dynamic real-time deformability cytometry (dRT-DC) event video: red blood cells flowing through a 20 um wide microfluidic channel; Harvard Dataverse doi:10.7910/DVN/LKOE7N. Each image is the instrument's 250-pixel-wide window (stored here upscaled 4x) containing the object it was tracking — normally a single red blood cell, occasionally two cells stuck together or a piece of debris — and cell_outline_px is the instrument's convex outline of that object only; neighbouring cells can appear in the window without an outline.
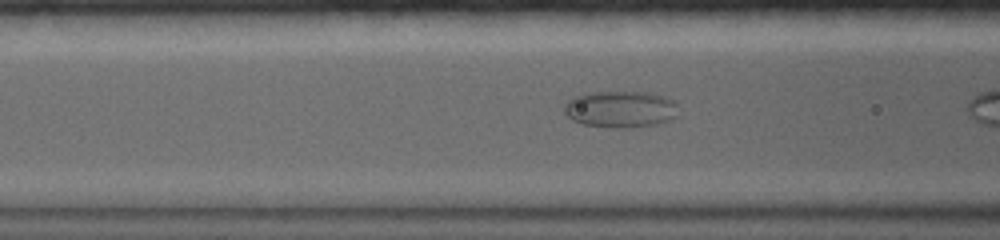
{"species": "common noctule bat (a hibernating species)", "species_latin": "Nyctalus noctula", "temperature_condition": "warm", "stored_images_in_passage": 26, "camera_frame_rate_fps": 5000, "um_per_image_px": 0.085, "animal": {"sex": "female", "body_mass_g": 19.0, "forearm_length_mm": 56.7}, "frame": {"image": 1, "passage_image": 5, "time_ms": 1.2, "image_size_px": [1000, 240], "cell_outline_px": [[676, 116], [672, 120], [656, 124], [624, 128], [620, 128], [584, 124], [572, 120], [564, 112], [564, 108], [568, 100], [576, 96], [592, 92], [648, 92], [664, 96], [672, 100], [676, 104]], "centroid_in_image_um": [52.76, 9.28], "position_along_channel_um": 113.8, "area_um2": 24.16}}
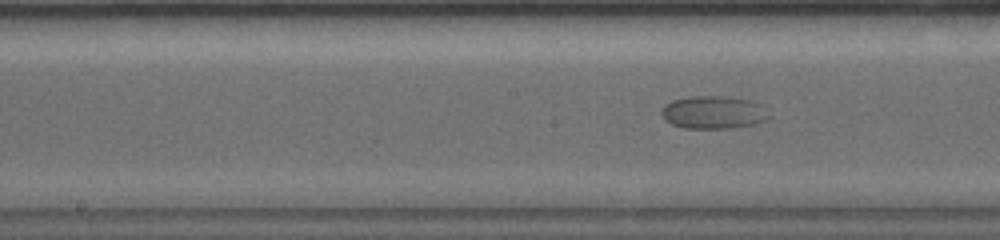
{"frame": {"image": 2, "passage_image": 14, "time_ms": 3.4, "image_size_px": [1000, 240], "cell_outline_px": [[772, 116], [756, 124], [732, 128], [684, 128], [672, 124], [664, 120], [660, 112], [664, 104], [672, 100], [692, 96], [720, 96], [748, 100], [760, 104]], "centroid_in_image_um": [60.62, 9.56], "position_along_channel_um": 187.6, "area_um2": 20.63}}
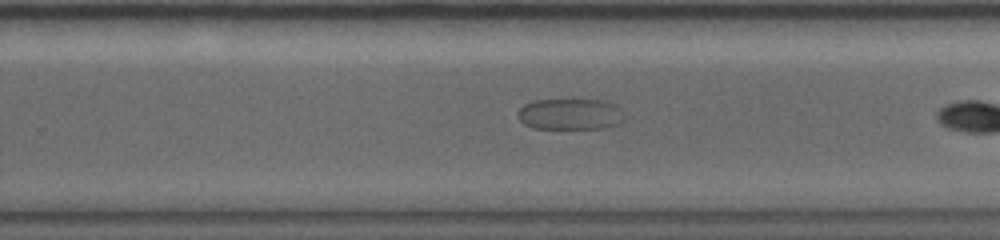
{"frame": {"image": 3, "passage_image": 25, "time_ms": 6.2, "image_size_px": [1000, 240], "cell_outline_px": [[624, 120], [616, 124], [604, 128], [532, 128], [524, 124], [516, 116], [516, 112], [524, 104], [536, 100], [600, 100], [612, 104], [620, 108], [624, 116]], "centroid_in_image_um": [48.42, 9.71], "position_along_channel_um": 281.4, "area_um2": 19.25}}